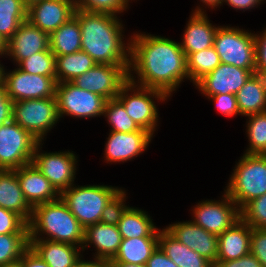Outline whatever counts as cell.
<instances>
[{
	"instance_id": "6da1fadb",
	"label": "cell",
	"mask_w": 266,
	"mask_h": 267,
	"mask_svg": "<svg viewBox=\"0 0 266 267\" xmlns=\"http://www.w3.org/2000/svg\"><path fill=\"white\" fill-rule=\"evenodd\" d=\"M128 80L171 97L184 80H189L187 56L180 43L164 36L134 32L130 36Z\"/></svg>"
},
{
	"instance_id": "7a4b0ae2",
	"label": "cell",
	"mask_w": 266,
	"mask_h": 267,
	"mask_svg": "<svg viewBox=\"0 0 266 267\" xmlns=\"http://www.w3.org/2000/svg\"><path fill=\"white\" fill-rule=\"evenodd\" d=\"M74 15L81 29V51L97 64L126 65L129 68L130 37L127 42L123 40L125 32L119 16L81 9H76Z\"/></svg>"
},
{
	"instance_id": "3957f363",
	"label": "cell",
	"mask_w": 266,
	"mask_h": 267,
	"mask_svg": "<svg viewBox=\"0 0 266 267\" xmlns=\"http://www.w3.org/2000/svg\"><path fill=\"white\" fill-rule=\"evenodd\" d=\"M84 231L61 197L34 206L28 223L29 240H50L81 248Z\"/></svg>"
},
{
	"instance_id": "277c9868",
	"label": "cell",
	"mask_w": 266,
	"mask_h": 267,
	"mask_svg": "<svg viewBox=\"0 0 266 267\" xmlns=\"http://www.w3.org/2000/svg\"><path fill=\"white\" fill-rule=\"evenodd\" d=\"M229 177L224 192L241 210L251 200L266 194V155L244 153Z\"/></svg>"
},
{
	"instance_id": "5b68a950",
	"label": "cell",
	"mask_w": 266,
	"mask_h": 267,
	"mask_svg": "<svg viewBox=\"0 0 266 267\" xmlns=\"http://www.w3.org/2000/svg\"><path fill=\"white\" fill-rule=\"evenodd\" d=\"M121 189L111 185L73 184L64 190L60 197L67 204L71 213L86 229L88 226L100 222L103 209L110 199Z\"/></svg>"
},
{
	"instance_id": "8992f818",
	"label": "cell",
	"mask_w": 266,
	"mask_h": 267,
	"mask_svg": "<svg viewBox=\"0 0 266 267\" xmlns=\"http://www.w3.org/2000/svg\"><path fill=\"white\" fill-rule=\"evenodd\" d=\"M155 98V99H154ZM116 99L124 106L128 116L142 129L153 136L159 126V110L154 100L163 103L169 97L162 91L139 86L127 81Z\"/></svg>"
},
{
	"instance_id": "52a82bcc",
	"label": "cell",
	"mask_w": 266,
	"mask_h": 267,
	"mask_svg": "<svg viewBox=\"0 0 266 267\" xmlns=\"http://www.w3.org/2000/svg\"><path fill=\"white\" fill-rule=\"evenodd\" d=\"M221 63L242 69H255V34L238 26H222L216 30L214 45Z\"/></svg>"
},
{
	"instance_id": "ba28073f",
	"label": "cell",
	"mask_w": 266,
	"mask_h": 267,
	"mask_svg": "<svg viewBox=\"0 0 266 267\" xmlns=\"http://www.w3.org/2000/svg\"><path fill=\"white\" fill-rule=\"evenodd\" d=\"M12 120L39 142H44L47 133H50L60 120L57 100L56 98H43L15 101Z\"/></svg>"
},
{
	"instance_id": "9c48e42d",
	"label": "cell",
	"mask_w": 266,
	"mask_h": 267,
	"mask_svg": "<svg viewBox=\"0 0 266 267\" xmlns=\"http://www.w3.org/2000/svg\"><path fill=\"white\" fill-rule=\"evenodd\" d=\"M38 143L13 120L0 125V170H15L32 163Z\"/></svg>"
},
{
	"instance_id": "30bf717a",
	"label": "cell",
	"mask_w": 266,
	"mask_h": 267,
	"mask_svg": "<svg viewBox=\"0 0 266 267\" xmlns=\"http://www.w3.org/2000/svg\"><path fill=\"white\" fill-rule=\"evenodd\" d=\"M16 67L12 71H7L3 64L0 65V78L5 85L9 99L15 102L56 98V76L30 74L22 71L18 66Z\"/></svg>"
},
{
	"instance_id": "8fae6325",
	"label": "cell",
	"mask_w": 266,
	"mask_h": 267,
	"mask_svg": "<svg viewBox=\"0 0 266 267\" xmlns=\"http://www.w3.org/2000/svg\"><path fill=\"white\" fill-rule=\"evenodd\" d=\"M43 144L44 142L37 144L32 164L61 194L74 184L77 174V154L69 150L46 152L42 150Z\"/></svg>"
},
{
	"instance_id": "7c38bea8",
	"label": "cell",
	"mask_w": 266,
	"mask_h": 267,
	"mask_svg": "<svg viewBox=\"0 0 266 267\" xmlns=\"http://www.w3.org/2000/svg\"><path fill=\"white\" fill-rule=\"evenodd\" d=\"M59 118L71 116L75 118H95L103 116L106 99L96 93L80 89L72 82L56 84Z\"/></svg>"
},
{
	"instance_id": "4fadbf2b",
	"label": "cell",
	"mask_w": 266,
	"mask_h": 267,
	"mask_svg": "<svg viewBox=\"0 0 266 267\" xmlns=\"http://www.w3.org/2000/svg\"><path fill=\"white\" fill-rule=\"evenodd\" d=\"M221 200H202L191 210L192 221L208 232L222 234L241 218L240 209L224 192Z\"/></svg>"
},
{
	"instance_id": "5bb4252c",
	"label": "cell",
	"mask_w": 266,
	"mask_h": 267,
	"mask_svg": "<svg viewBox=\"0 0 266 267\" xmlns=\"http://www.w3.org/2000/svg\"><path fill=\"white\" fill-rule=\"evenodd\" d=\"M128 81L126 65L96 64L71 82L80 89L96 93L106 100L115 99Z\"/></svg>"
},
{
	"instance_id": "9a60e30c",
	"label": "cell",
	"mask_w": 266,
	"mask_h": 267,
	"mask_svg": "<svg viewBox=\"0 0 266 267\" xmlns=\"http://www.w3.org/2000/svg\"><path fill=\"white\" fill-rule=\"evenodd\" d=\"M154 136L145 129L130 133L110 131L104 149L106 163L131 161L148 149Z\"/></svg>"
},
{
	"instance_id": "2e32d148",
	"label": "cell",
	"mask_w": 266,
	"mask_h": 267,
	"mask_svg": "<svg viewBox=\"0 0 266 267\" xmlns=\"http://www.w3.org/2000/svg\"><path fill=\"white\" fill-rule=\"evenodd\" d=\"M255 69H242L231 64L220 63L211 73L205 75L195 88L203 96L236 94Z\"/></svg>"
},
{
	"instance_id": "e0dca14e",
	"label": "cell",
	"mask_w": 266,
	"mask_h": 267,
	"mask_svg": "<svg viewBox=\"0 0 266 267\" xmlns=\"http://www.w3.org/2000/svg\"><path fill=\"white\" fill-rule=\"evenodd\" d=\"M75 10L74 0H39L27 7V20L50 35L73 17Z\"/></svg>"
},
{
	"instance_id": "ac0fdd59",
	"label": "cell",
	"mask_w": 266,
	"mask_h": 267,
	"mask_svg": "<svg viewBox=\"0 0 266 267\" xmlns=\"http://www.w3.org/2000/svg\"><path fill=\"white\" fill-rule=\"evenodd\" d=\"M173 237L200 253L213 265L218 256V235L208 232L192 220L176 222L164 227Z\"/></svg>"
},
{
	"instance_id": "d6986e66",
	"label": "cell",
	"mask_w": 266,
	"mask_h": 267,
	"mask_svg": "<svg viewBox=\"0 0 266 267\" xmlns=\"http://www.w3.org/2000/svg\"><path fill=\"white\" fill-rule=\"evenodd\" d=\"M50 49L49 34L32 25L28 20L21 23L14 35L6 42V58L16 66L29 56Z\"/></svg>"
},
{
	"instance_id": "ffe728a7",
	"label": "cell",
	"mask_w": 266,
	"mask_h": 267,
	"mask_svg": "<svg viewBox=\"0 0 266 267\" xmlns=\"http://www.w3.org/2000/svg\"><path fill=\"white\" fill-rule=\"evenodd\" d=\"M14 171L24 198L32 208L60 198V193L32 163Z\"/></svg>"
},
{
	"instance_id": "44dd1931",
	"label": "cell",
	"mask_w": 266,
	"mask_h": 267,
	"mask_svg": "<svg viewBox=\"0 0 266 267\" xmlns=\"http://www.w3.org/2000/svg\"><path fill=\"white\" fill-rule=\"evenodd\" d=\"M122 236L115 225L98 222L88 226L84 231L82 254L90 246L95 249L93 258L110 261L117 253Z\"/></svg>"
},
{
	"instance_id": "7402d4cb",
	"label": "cell",
	"mask_w": 266,
	"mask_h": 267,
	"mask_svg": "<svg viewBox=\"0 0 266 267\" xmlns=\"http://www.w3.org/2000/svg\"><path fill=\"white\" fill-rule=\"evenodd\" d=\"M186 24L182 41L179 42L182 50L188 57L214 45L216 30L219 25H213L206 13H191Z\"/></svg>"
},
{
	"instance_id": "603a6c76",
	"label": "cell",
	"mask_w": 266,
	"mask_h": 267,
	"mask_svg": "<svg viewBox=\"0 0 266 267\" xmlns=\"http://www.w3.org/2000/svg\"><path fill=\"white\" fill-rule=\"evenodd\" d=\"M251 226L242 218L218 235L216 261L239 259L250 253Z\"/></svg>"
},
{
	"instance_id": "cb8c5ba5",
	"label": "cell",
	"mask_w": 266,
	"mask_h": 267,
	"mask_svg": "<svg viewBox=\"0 0 266 267\" xmlns=\"http://www.w3.org/2000/svg\"><path fill=\"white\" fill-rule=\"evenodd\" d=\"M0 207L18 214L27 224L32 207L25 200L14 170H0Z\"/></svg>"
},
{
	"instance_id": "d4e9b609",
	"label": "cell",
	"mask_w": 266,
	"mask_h": 267,
	"mask_svg": "<svg viewBox=\"0 0 266 267\" xmlns=\"http://www.w3.org/2000/svg\"><path fill=\"white\" fill-rule=\"evenodd\" d=\"M29 246L49 267H72L82 256V248L50 240H29Z\"/></svg>"
},
{
	"instance_id": "484cf974",
	"label": "cell",
	"mask_w": 266,
	"mask_h": 267,
	"mask_svg": "<svg viewBox=\"0 0 266 267\" xmlns=\"http://www.w3.org/2000/svg\"><path fill=\"white\" fill-rule=\"evenodd\" d=\"M235 95L241 116L266 112V76L252 74Z\"/></svg>"
},
{
	"instance_id": "4316f807",
	"label": "cell",
	"mask_w": 266,
	"mask_h": 267,
	"mask_svg": "<svg viewBox=\"0 0 266 267\" xmlns=\"http://www.w3.org/2000/svg\"><path fill=\"white\" fill-rule=\"evenodd\" d=\"M159 246L178 267H214L209 260L182 244L165 228L160 229Z\"/></svg>"
},
{
	"instance_id": "83f0119b",
	"label": "cell",
	"mask_w": 266,
	"mask_h": 267,
	"mask_svg": "<svg viewBox=\"0 0 266 267\" xmlns=\"http://www.w3.org/2000/svg\"><path fill=\"white\" fill-rule=\"evenodd\" d=\"M148 212L128 207L118 222V230L124 239L134 237H159L160 228L155 226Z\"/></svg>"
},
{
	"instance_id": "f1b7e54d",
	"label": "cell",
	"mask_w": 266,
	"mask_h": 267,
	"mask_svg": "<svg viewBox=\"0 0 266 267\" xmlns=\"http://www.w3.org/2000/svg\"><path fill=\"white\" fill-rule=\"evenodd\" d=\"M159 245V237H134L124 239L110 263L145 265Z\"/></svg>"
},
{
	"instance_id": "f546056e",
	"label": "cell",
	"mask_w": 266,
	"mask_h": 267,
	"mask_svg": "<svg viewBox=\"0 0 266 267\" xmlns=\"http://www.w3.org/2000/svg\"><path fill=\"white\" fill-rule=\"evenodd\" d=\"M49 45L55 56L81 51V29L75 15L49 35Z\"/></svg>"
},
{
	"instance_id": "4dcf8cb0",
	"label": "cell",
	"mask_w": 266,
	"mask_h": 267,
	"mask_svg": "<svg viewBox=\"0 0 266 267\" xmlns=\"http://www.w3.org/2000/svg\"><path fill=\"white\" fill-rule=\"evenodd\" d=\"M96 64L93 58L83 51L55 56L56 82H71Z\"/></svg>"
},
{
	"instance_id": "1f68e13d",
	"label": "cell",
	"mask_w": 266,
	"mask_h": 267,
	"mask_svg": "<svg viewBox=\"0 0 266 267\" xmlns=\"http://www.w3.org/2000/svg\"><path fill=\"white\" fill-rule=\"evenodd\" d=\"M27 20V6L22 0H0V37L7 42L22 22Z\"/></svg>"
},
{
	"instance_id": "d6a6232c",
	"label": "cell",
	"mask_w": 266,
	"mask_h": 267,
	"mask_svg": "<svg viewBox=\"0 0 266 267\" xmlns=\"http://www.w3.org/2000/svg\"><path fill=\"white\" fill-rule=\"evenodd\" d=\"M221 63L214 46L191 53L187 57V71L194 85L205 75L211 73Z\"/></svg>"
},
{
	"instance_id": "836d02e7",
	"label": "cell",
	"mask_w": 266,
	"mask_h": 267,
	"mask_svg": "<svg viewBox=\"0 0 266 267\" xmlns=\"http://www.w3.org/2000/svg\"><path fill=\"white\" fill-rule=\"evenodd\" d=\"M246 137H248L245 154L266 155V112L246 116Z\"/></svg>"
},
{
	"instance_id": "e575fe53",
	"label": "cell",
	"mask_w": 266,
	"mask_h": 267,
	"mask_svg": "<svg viewBox=\"0 0 266 267\" xmlns=\"http://www.w3.org/2000/svg\"><path fill=\"white\" fill-rule=\"evenodd\" d=\"M103 116L111 125L109 131L130 133L139 131L141 128L128 116L124 106L115 98L106 101Z\"/></svg>"
},
{
	"instance_id": "d590c367",
	"label": "cell",
	"mask_w": 266,
	"mask_h": 267,
	"mask_svg": "<svg viewBox=\"0 0 266 267\" xmlns=\"http://www.w3.org/2000/svg\"><path fill=\"white\" fill-rule=\"evenodd\" d=\"M29 247V234H0V266L20 260Z\"/></svg>"
},
{
	"instance_id": "8d00e7d4",
	"label": "cell",
	"mask_w": 266,
	"mask_h": 267,
	"mask_svg": "<svg viewBox=\"0 0 266 267\" xmlns=\"http://www.w3.org/2000/svg\"><path fill=\"white\" fill-rule=\"evenodd\" d=\"M17 66L30 74L56 76L55 55L50 49L29 56Z\"/></svg>"
},
{
	"instance_id": "74e56055",
	"label": "cell",
	"mask_w": 266,
	"mask_h": 267,
	"mask_svg": "<svg viewBox=\"0 0 266 267\" xmlns=\"http://www.w3.org/2000/svg\"><path fill=\"white\" fill-rule=\"evenodd\" d=\"M133 1V0H131ZM76 9L115 16L129 9L130 0H74Z\"/></svg>"
},
{
	"instance_id": "f35d334b",
	"label": "cell",
	"mask_w": 266,
	"mask_h": 267,
	"mask_svg": "<svg viewBox=\"0 0 266 267\" xmlns=\"http://www.w3.org/2000/svg\"><path fill=\"white\" fill-rule=\"evenodd\" d=\"M240 214L252 228L266 229V194L248 202Z\"/></svg>"
},
{
	"instance_id": "ab89813d",
	"label": "cell",
	"mask_w": 266,
	"mask_h": 267,
	"mask_svg": "<svg viewBox=\"0 0 266 267\" xmlns=\"http://www.w3.org/2000/svg\"><path fill=\"white\" fill-rule=\"evenodd\" d=\"M127 193L124 188H121L106 204L102 211L100 222L110 225H118L122 214L129 207L126 205Z\"/></svg>"
},
{
	"instance_id": "60d3db41",
	"label": "cell",
	"mask_w": 266,
	"mask_h": 267,
	"mask_svg": "<svg viewBox=\"0 0 266 267\" xmlns=\"http://www.w3.org/2000/svg\"><path fill=\"white\" fill-rule=\"evenodd\" d=\"M0 234H29L28 224L18 214L0 207Z\"/></svg>"
},
{
	"instance_id": "b9f144b4",
	"label": "cell",
	"mask_w": 266,
	"mask_h": 267,
	"mask_svg": "<svg viewBox=\"0 0 266 267\" xmlns=\"http://www.w3.org/2000/svg\"><path fill=\"white\" fill-rule=\"evenodd\" d=\"M205 97L212 100L220 114L226 117L240 115L235 94H217Z\"/></svg>"
},
{
	"instance_id": "7bdbcfd3",
	"label": "cell",
	"mask_w": 266,
	"mask_h": 267,
	"mask_svg": "<svg viewBox=\"0 0 266 267\" xmlns=\"http://www.w3.org/2000/svg\"><path fill=\"white\" fill-rule=\"evenodd\" d=\"M250 253L266 267V229L251 227Z\"/></svg>"
},
{
	"instance_id": "ee69618b",
	"label": "cell",
	"mask_w": 266,
	"mask_h": 267,
	"mask_svg": "<svg viewBox=\"0 0 266 267\" xmlns=\"http://www.w3.org/2000/svg\"><path fill=\"white\" fill-rule=\"evenodd\" d=\"M260 33V34H259ZM255 34V73L266 76V28Z\"/></svg>"
},
{
	"instance_id": "f6af8a7d",
	"label": "cell",
	"mask_w": 266,
	"mask_h": 267,
	"mask_svg": "<svg viewBox=\"0 0 266 267\" xmlns=\"http://www.w3.org/2000/svg\"><path fill=\"white\" fill-rule=\"evenodd\" d=\"M214 267H263L257 258L249 253L239 259L216 261Z\"/></svg>"
},
{
	"instance_id": "bcb514c9",
	"label": "cell",
	"mask_w": 266,
	"mask_h": 267,
	"mask_svg": "<svg viewBox=\"0 0 266 267\" xmlns=\"http://www.w3.org/2000/svg\"><path fill=\"white\" fill-rule=\"evenodd\" d=\"M147 267H178L158 245L146 263Z\"/></svg>"
},
{
	"instance_id": "7dc6e473",
	"label": "cell",
	"mask_w": 266,
	"mask_h": 267,
	"mask_svg": "<svg viewBox=\"0 0 266 267\" xmlns=\"http://www.w3.org/2000/svg\"><path fill=\"white\" fill-rule=\"evenodd\" d=\"M20 264L21 267H49L30 246L22 254Z\"/></svg>"
},
{
	"instance_id": "c3c4849f",
	"label": "cell",
	"mask_w": 266,
	"mask_h": 267,
	"mask_svg": "<svg viewBox=\"0 0 266 267\" xmlns=\"http://www.w3.org/2000/svg\"><path fill=\"white\" fill-rule=\"evenodd\" d=\"M225 2V3H224ZM265 3V0H223V4H227L236 11H250L249 9H253L254 7H258Z\"/></svg>"
},
{
	"instance_id": "681fc988",
	"label": "cell",
	"mask_w": 266,
	"mask_h": 267,
	"mask_svg": "<svg viewBox=\"0 0 266 267\" xmlns=\"http://www.w3.org/2000/svg\"><path fill=\"white\" fill-rule=\"evenodd\" d=\"M13 117V101L7 96L0 102V125L10 122Z\"/></svg>"
},
{
	"instance_id": "f907efd6",
	"label": "cell",
	"mask_w": 266,
	"mask_h": 267,
	"mask_svg": "<svg viewBox=\"0 0 266 267\" xmlns=\"http://www.w3.org/2000/svg\"><path fill=\"white\" fill-rule=\"evenodd\" d=\"M72 267H111L110 262L104 259L85 260L83 256Z\"/></svg>"
},
{
	"instance_id": "816d5d0a",
	"label": "cell",
	"mask_w": 266,
	"mask_h": 267,
	"mask_svg": "<svg viewBox=\"0 0 266 267\" xmlns=\"http://www.w3.org/2000/svg\"><path fill=\"white\" fill-rule=\"evenodd\" d=\"M200 2L203 3L201 6H205V8L198 5L192 10V13H207L206 10H204L206 8H219L222 5L223 0H200Z\"/></svg>"
},
{
	"instance_id": "f5cc1de1",
	"label": "cell",
	"mask_w": 266,
	"mask_h": 267,
	"mask_svg": "<svg viewBox=\"0 0 266 267\" xmlns=\"http://www.w3.org/2000/svg\"><path fill=\"white\" fill-rule=\"evenodd\" d=\"M111 267H147L145 265L131 264V263H110Z\"/></svg>"
},
{
	"instance_id": "db71d44e",
	"label": "cell",
	"mask_w": 266,
	"mask_h": 267,
	"mask_svg": "<svg viewBox=\"0 0 266 267\" xmlns=\"http://www.w3.org/2000/svg\"><path fill=\"white\" fill-rule=\"evenodd\" d=\"M6 55V42L0 37V58H4ZM0 61V65H1Z\"/></svg>"
},
{
	"instance_id": "11a10c76",
	"label": "cell",
	"mask_w": 266,
	"mask_h": 267,
	"mask_svg": "<svg viewBox=\"0 0 266 267\" xmlns=\"http://www.w3.org/2000/svg\"><path fill=\"white\" fill-rule=\"evenodd\" d=\"M7 96L6 91H5V85L0 78V102Z\"/></svg>"
},
{
	"instance_id": "9f6ffc18",
	"label": "cell",
	"mask_w": 266,
	"mask_h": 267,
	"mask_svg": "<svg viewBox=\"0 0 266 267\" xmlns=\"http://www.w3.org/2000/svg\"><path fill=\"white\" fill-rule=\"evenodd\" d=\"M0 267H21L20 260L10 263V264H5Z\"/></svg>"
},
{
	"instance_id": "6f0895ef",
	"label": "cell",
	"mask_w": 266,
	"mask_h": 267,
	"mask_svg": "<svg viewBox=\"0 0 266 267\" xmlns=\"http://www.w3.org/2000/svg\"><path fill=\"white\" fill-rule=\"evenodd\" d=\"M22 1L28 7L30 4L37 2L39 0H22Z\"/></svg>"
}]
</instances>
